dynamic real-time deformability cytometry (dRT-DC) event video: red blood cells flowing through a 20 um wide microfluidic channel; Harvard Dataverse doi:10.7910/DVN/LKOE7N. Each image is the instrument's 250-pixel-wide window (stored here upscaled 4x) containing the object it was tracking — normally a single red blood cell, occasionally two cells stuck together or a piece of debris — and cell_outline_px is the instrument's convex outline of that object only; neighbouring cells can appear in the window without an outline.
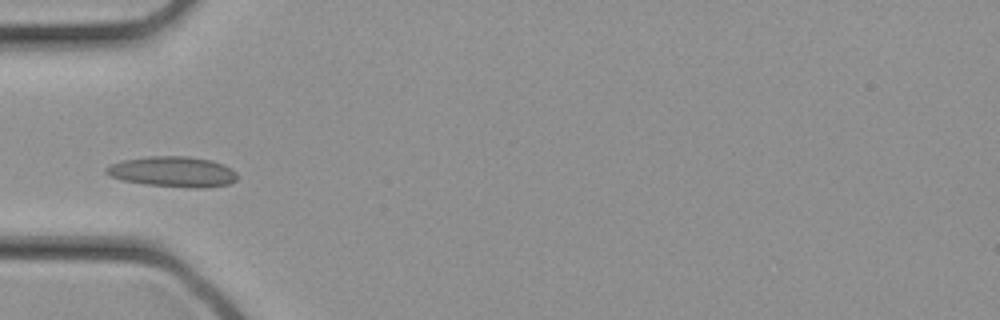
{"species": "common noctule bat (a hibernating species)", "species_latin": "Nyctalus noctula", "temperature_condition": "cold", "stored_images_in_passage": 28, "camera_frame_rate_fps": 3000, "um_per_image_px": 0.085, "animal": {"sex": "female", "body_mass_g": 21.9}, "frame": {"image": 1, "passage_image": 6, "time_ms": 1.667, "image_size_px": [1000, 320], "cell_outline_px": [[236, 180], [228, 184], [204, 188], [192, 188], [144, 184], [124, 180], [108, 176], [104, 172], [104, 168], [108, 164], [120, 160], [144, 156], [188, 156], [212, 160], [224, 164], [232, 168], [236, 172]], "centroid_in_image_um": [14.65, 14.58], "position_along_channel_um": 70.4, "area_um2": 23.7}}
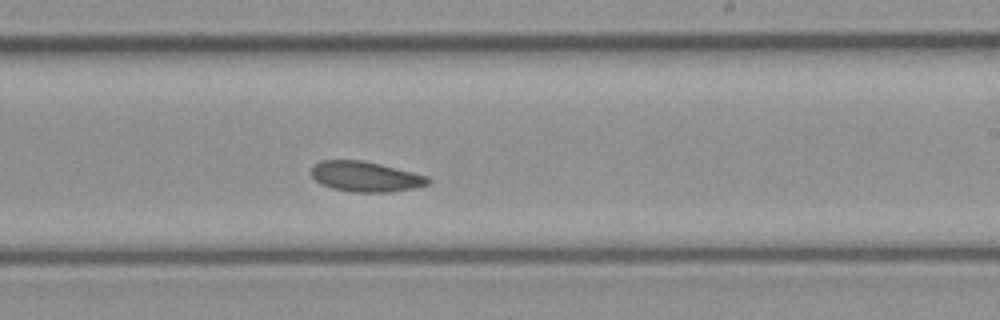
{"frame": {"image": 2, "passage_image": 15, "time_ms": 4.667, "image_size_px": [1000, 320], "cell_outline_px": [[432, 180], [428, 184], [412, 188], [388, 192], [356, 192], [332, 188], [320, 184], [312, 176], [312, 164], [320, 160], [364, 160], [428, 176]], "centroid_in_image_um": [31.04, 15.0], "position_along_channel_um": 258.0, "area_um2": 20.52}}
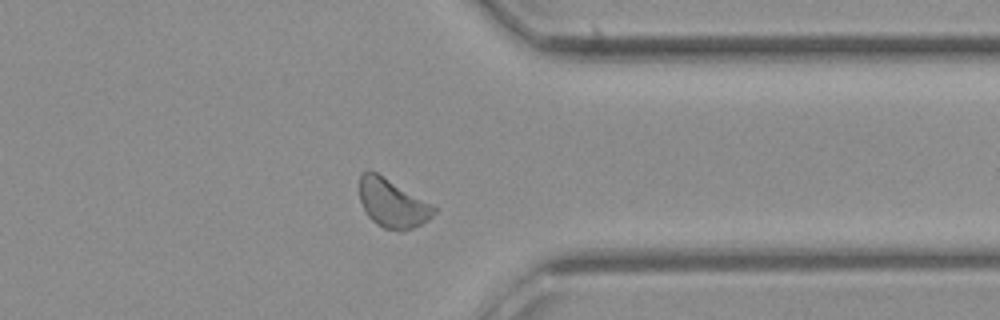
{"frame": {"image": 3, "passage_image": 21, "time_ms": 6.667, "image_size_px": [1000, 320], "cell_outline_px": [[436, 212], [428, 220], [412, 228], [400, 232], [384, 228], [376, 224], [368, 216], [360, 200], [360, 172], [368, 168], [376, 172], [436, 208]], "centroid_in_image_um": [33.3, 17.28], "position_along_channel_um": 378.1, "area_um2": 20.69}}